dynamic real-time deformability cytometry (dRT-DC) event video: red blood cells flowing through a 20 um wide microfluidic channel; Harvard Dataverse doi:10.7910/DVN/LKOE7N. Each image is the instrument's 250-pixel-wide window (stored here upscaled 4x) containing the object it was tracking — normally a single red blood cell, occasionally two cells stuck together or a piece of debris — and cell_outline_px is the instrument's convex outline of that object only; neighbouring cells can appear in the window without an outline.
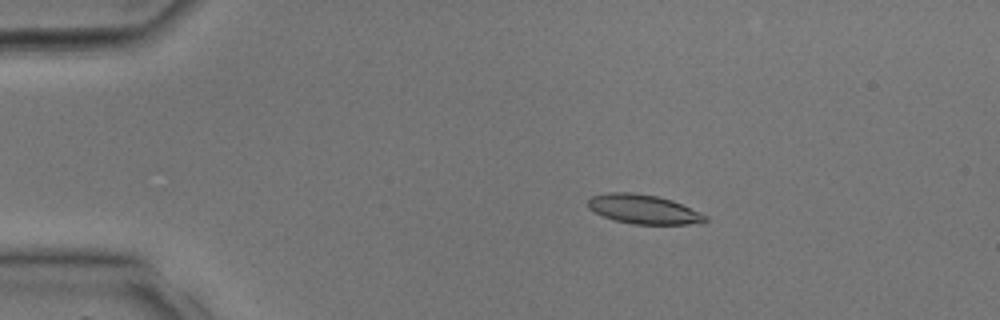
{"species": "common noctule bat (a hibernating species)", "species_latin": "Nyctalus noctula", "temperature_condition": "room temperature", "stored_images_in_passage": 35, "camera_frame_rate_fps": 3000, "um_per_image_px": 0.085, "animal": {"sex": "male", "body_mass_g": 17.9, "forearm_length_mm": 54.2}, "frame": {"image": 1, "passage_image": 7, "time_ms": 2.0, "image_size_px": [1000, 320], "cell_outline_px": [[708, 220], [700, 224], [632, 224], [616, 220], [604, 216], [588, 208], [588, 200], [592, 196], [608, 192], [632, 192], [656, 196], [672, 200], [700, 212], [708, 216]], "centroid_in_image_um": [54.73, 17.79], "position_along_channel_um": 30.3, "area_um2": 19.94}}
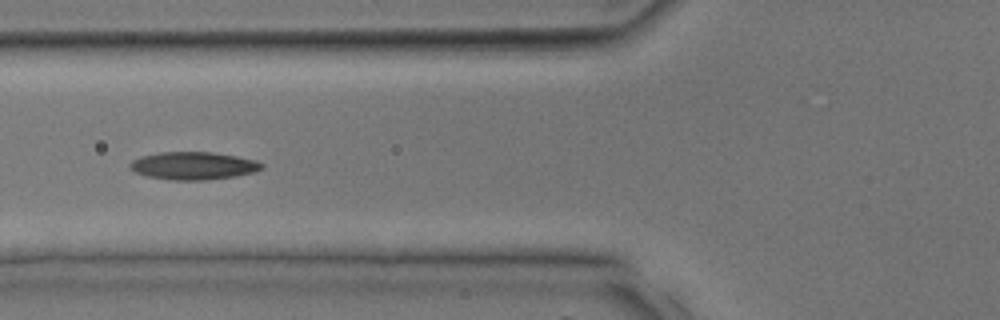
{"frame": {"image": 2, "passage_image": 14, "time_ms": 4.333, "image_size_px": [1000, 320], "cell_outline_px": [[264, 168], [252, 172], [236, 176], [204, 180], [172, 180], [148, 176], [136, 172], [128, 168], [128, 164], [132, 160], [140, 156], [160, 152], [212, 152], [236, 156], [256, 160], [264, 164]], "centroid_in_image_um": [16.42, 14.08], "position_along_channel_um": 109.4, "area_um2": 21.33}}
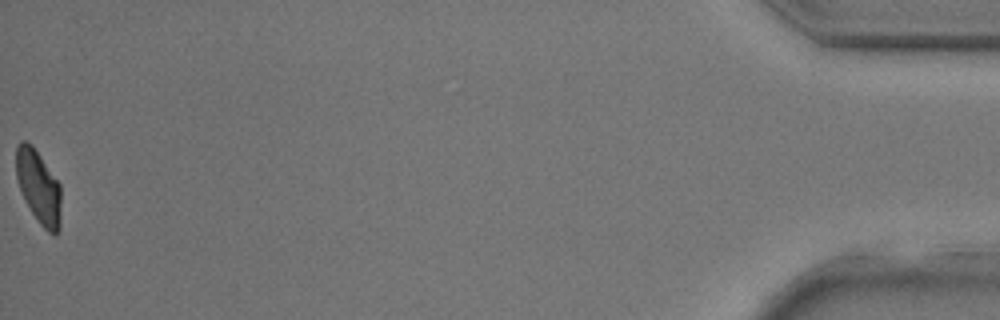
{"frame": {"image": 3, "passage_image": 35, "time_ms": 11.333, "image_size_px": [1000, 320], "cell_outline_px": [[60, 228], [56, 236], [48, 232], [40, 224], [24, 200], [16, 176], [16, 144], [20, 140], [24, 140], [32, 144], [60, 184]], "centroid_in_image_um": [3.27, 15.88], "position_along_channel_um": 431.9, "area_um2": 19.25}}